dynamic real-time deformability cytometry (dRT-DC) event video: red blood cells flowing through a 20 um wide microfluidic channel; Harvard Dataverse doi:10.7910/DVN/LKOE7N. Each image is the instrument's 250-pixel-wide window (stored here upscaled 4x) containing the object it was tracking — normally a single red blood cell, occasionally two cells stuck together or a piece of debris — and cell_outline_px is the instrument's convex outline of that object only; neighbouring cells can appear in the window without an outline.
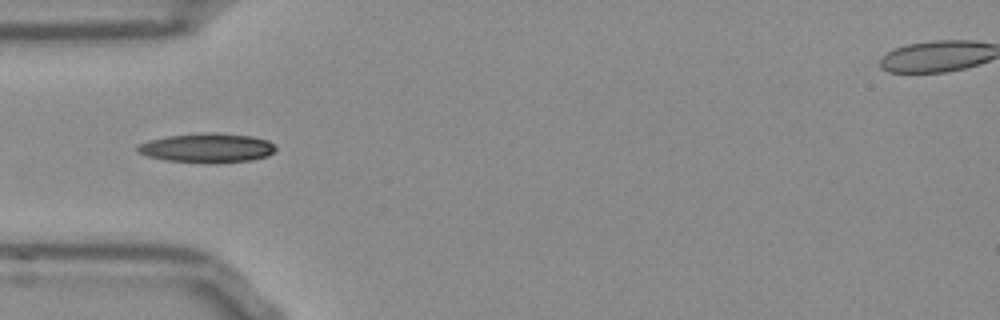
{"species": "Egyptian fruit bat (a non-hibernating species)", "species_latin": "Rousettus aegyptiacus", "temperature_condition": "room temperature", "stored_images_in_passage": 14, "camera_frame_rate_fps": 3000, "um_per_image_px": 0.085, "frame": {"image": 1, "passage_image": 1, "time_ms": 0.0, "image_size_px": [1000, 320], "cell_outline_px": [[276, 148], [268, 156], [248, 160], [168, 160], [148, 156], [140, 152], [136, 148], [140, 144], [148, 140], [168, 136], [204, 132], [216, 132], [252, 136], [268, 140], [276, 144]], "centroid_in_image_um": [17.64, 12.51], "position_along_channel_um": 67.4, "area_um2": 22.48}}